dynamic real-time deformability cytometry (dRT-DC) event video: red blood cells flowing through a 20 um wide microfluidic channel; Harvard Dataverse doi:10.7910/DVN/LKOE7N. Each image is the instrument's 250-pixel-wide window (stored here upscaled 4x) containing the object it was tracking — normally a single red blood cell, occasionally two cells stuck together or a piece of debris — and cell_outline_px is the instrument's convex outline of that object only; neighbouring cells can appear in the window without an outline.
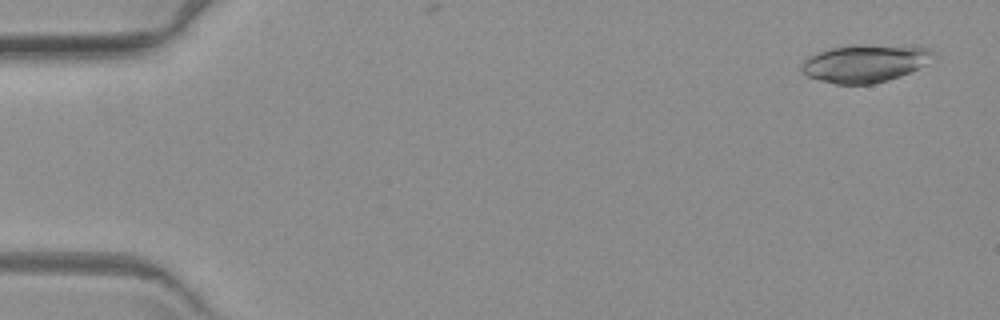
{"species": "common noctule bat (a hibernating species)", "species_latin": "Nyctalus noctula", "temperature_condition": "warm", "stored_images_in_passage": 2, "camera_frame_rate_fps": 3000, "um_per_image_px": 0.085, "animal": {"sex": "female", "body_mass_g": 19.3, "forearm_length_mm": 54.1}, "frame": {"image": 1, "passage_image": 2, "time_ms": 2.333, "image_size_px": [1000, 320], "cell_outline_px": [[936, 56], [924, 64], [900, 76], [888, 80], [872, 84], [836, 84], [820, 80], [808, 76], [800, 72], [800, 68], [804, 60], [808, 56], [832, 48], [856, 44], [864, 44], [928, 48], [936, 52]], "centroid_in_image_um": [73.49, 5.38], "position_along_channel_um": 11.5, "area_um2": 28.73}}